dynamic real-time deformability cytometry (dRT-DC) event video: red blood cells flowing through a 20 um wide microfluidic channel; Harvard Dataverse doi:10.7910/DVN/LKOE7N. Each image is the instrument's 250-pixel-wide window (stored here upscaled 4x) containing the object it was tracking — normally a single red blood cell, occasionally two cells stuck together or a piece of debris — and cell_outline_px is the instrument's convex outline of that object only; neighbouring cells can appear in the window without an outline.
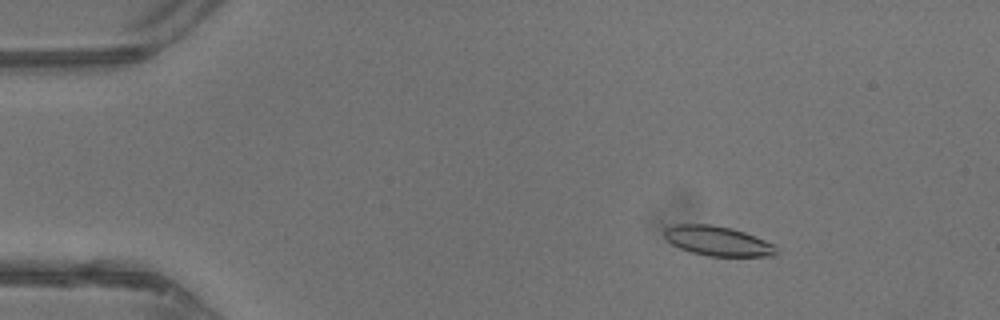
{"species": "common noctule bat (a hibernating species)", "species_latin": "Nyctalus noctula", "temperature_condition": "warm", "stored_images_in_passage": 44, "camera_frame_rate_fps": 3000, "um_per_image_px": 0.085, "animal": {"sex": "male", "body_mass_g": 13.3}, "frame": {"image": 1, "passage_image": 7, "time_ms": 2.0, "image_size_px": [1000, 320], "cell_outline_px": [[780, 252], [776, 256], [708, 256], [692, 252], [680, 248], [672, 244], [664, 236], [664, 228], [676, 224], [712, 224], [732, 228], [744, 232], [776, 244]], "centroid_in_image_um": [61.06, 20.48], "position_along_channel_um": 23.9, "area_um2": 19.59}}
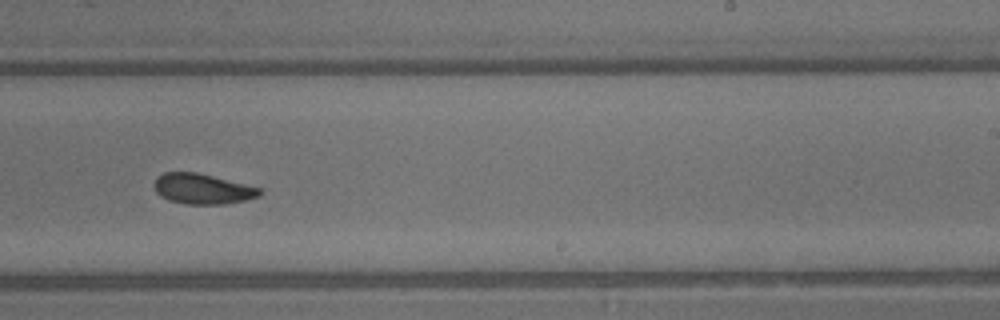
{"frame": {"image": 2, "passage_image": 28, "time_ms": 9.0, "image_size_px": [1000, 320], "cell_outline_px": [[260, 196], [244, 200], [224, 204], [184, 204], [168, 200], [160, 196], [156, 192], [152, 184], [156, 176], [164, 172], [196, 172], [260, 188]], "centroid_in_image_um": [17.12, 16.05], "position_along_channel_um": 271.9, "area_um2": 18.61}}
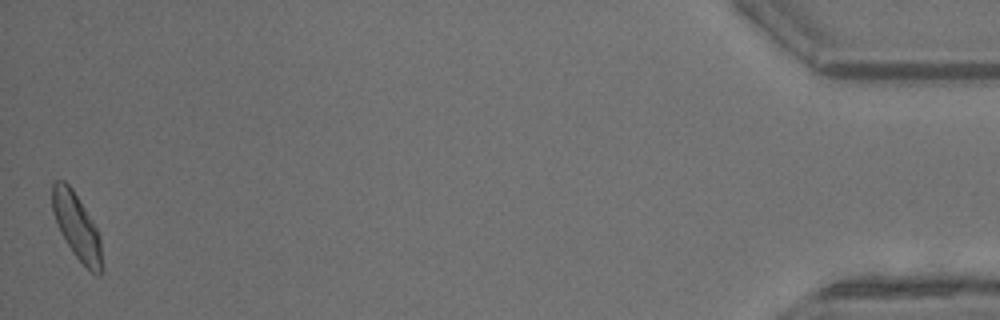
{"frame": {"image": 3, "passage_image": 44, "time_ms": 14.333, "image_size_px": [1000, 320], "cell_outline_px": [[100, 276], [96, 276], [72, 252], [60, 232], [52, 212], [52, 184], [56, 180], [64, 180], [72, 188], [96, 228], [100, 236]], "centroid_in_image_um": [6.47, 19.21], "position_along_channel_um": 428.7, "area_um2": 18.5}, "authors_computed_cell_mechanics": {"area_um2": 18.9873, "velocity_mm_per_s": 4.7547, "shape_relaxation_time_tau1_ms": 3.9032, "shape_relaxation_time_tau2_ms": 3.4437, "deformation_change_tau1": 0.1186, "deformation_change_tau2": 0.0976}}